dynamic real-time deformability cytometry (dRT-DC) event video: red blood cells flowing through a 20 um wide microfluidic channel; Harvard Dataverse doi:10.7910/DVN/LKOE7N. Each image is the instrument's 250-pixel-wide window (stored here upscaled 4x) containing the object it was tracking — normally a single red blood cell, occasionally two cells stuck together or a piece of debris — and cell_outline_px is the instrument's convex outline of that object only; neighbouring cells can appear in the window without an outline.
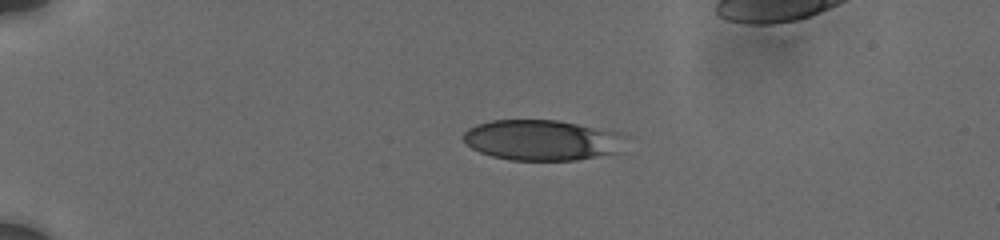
{"species": "human", "species_latin": "Homo sapiens", "temperature_condition": "cold", "stored_images_in_passage": 17, "camera_frame_rate_fps": 3000, "um_per_image_px": 0.085, "donor": {"sex": "male"}, "frame": {"image": 1, "passage_image": 12, "time_ms": 4.667, "image_size_px": [1000, 240], "cell_outline_px": [[632, 136], [620, 152], [576, 160], [512, 160], [492, 156], [480, 152], [472, 148], [464, 140], [464, 132], [468, 128], [476, 124], [492, 120], [556, 120], [620, 132]], "centroid_in_image_um": [46.16, 11.91], "position_along_channel_um": 38.8, "area_um2": 38.73}}
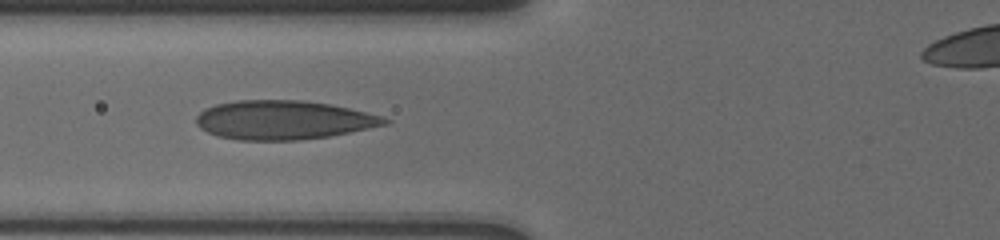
{"frame": {"image": 2, "passage_image": 15, "time_ms": 8.0, "image_size_px": [1000, 240], "cell_outline_px": [[392, 120], [388, 124], [328, 136], [300, 140], [236, 140], [216, 136], [200, 128], [196, 124], [196, 116], [204, 108], [216, 104], [236, 100], [300, 100], [328, 104], [348, 108], [380, 116]], "centroid_in_image_um": [24.02, 10.2], "position_along_channel_um": 101.8, "area_um2": 42.66}}
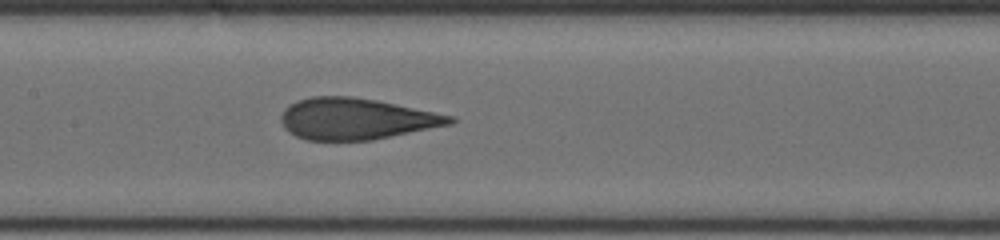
{"frame": {"image": 3, "passage_image": 17, "time_ms": 10.0, "image_size_px": [1000, 240], "cell_outline_px": [[456, 120], [452, 124], [372, 140], [304, 140], [296, 136], [284, 128], [280, 120], [280, 116], [284, 108], [288, 104], [296, 100], [312, 96], [352, 96], [376, 100], [396, 104], [452, 116]], "centroid_in_image_um": [30.21, 10.09], "position_along_channel_um": 177.2, "area_um2": 40.69}}